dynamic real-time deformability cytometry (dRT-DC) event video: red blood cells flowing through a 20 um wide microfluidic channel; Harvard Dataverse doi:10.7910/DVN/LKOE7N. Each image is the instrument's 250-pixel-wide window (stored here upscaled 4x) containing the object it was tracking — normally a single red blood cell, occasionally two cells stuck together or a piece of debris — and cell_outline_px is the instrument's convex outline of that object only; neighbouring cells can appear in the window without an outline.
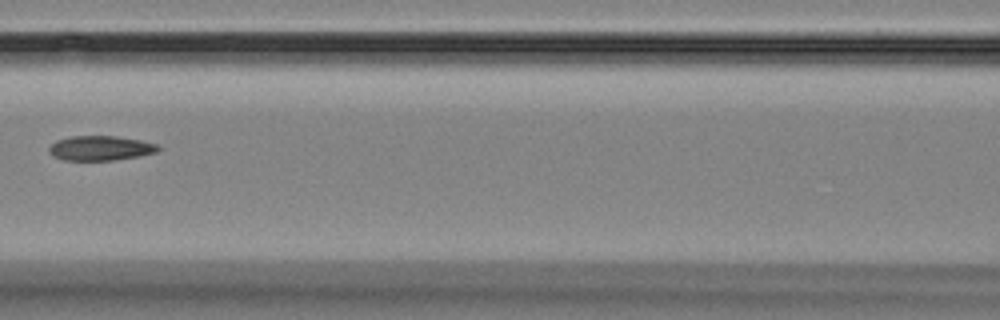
{"species": "Egyptian fruit bat (a non-hibernating species)", "species_latin": "Rousettus aegyptiacus", "temperature_condition": "room temperature", "stored_images_in_passage": 12, "camera_frame_rate_fps": 3000, "um_per_image_px": 0.085, "animal": {"sex": "female"}, "frame": {"image": 1, "passage_image": 6, "time_ms": 6.0, "image_size_px": [1000, 320], "cell_outline_px": [[160, 148], [156, 152], [140, 156], [112, 160], [64, 160], [52, 156], [48, 152], [48, 148], [56, 140], [72, 136], [116, 136], [140, 140], [156, 144]], "centroid_in_image_um": [8.5, 12.59], "position_along_channel_um": 158.1, "area_um2": 15.66}}
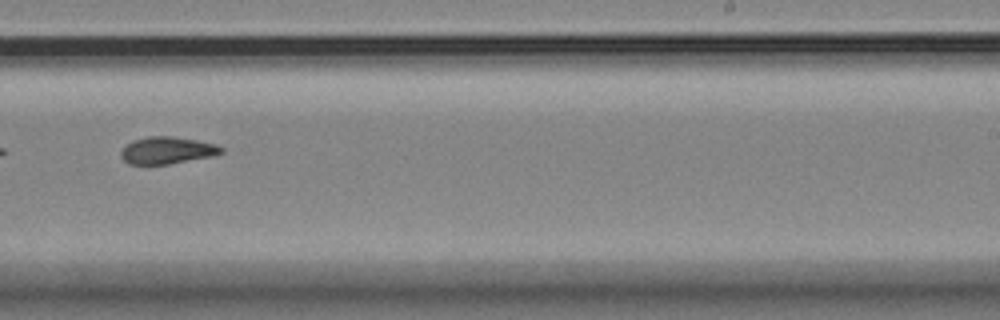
{"frame": {"image": 2, "passage_image": 9, "time_ms": 9.333, "image_size_px": [1000, 320], "cell_outline_px": [[224, 152], [212, 156], [168, 164], [128, 164], [120, 156], [120, 152], [132, 140], [148, 136], [172, 136], [196, 140], [216, 144], [224, 148]], "centroid_in_image_um": [14.21, 12.77], "position_along_channel_um": 274.8, "area_um2": 15.78}}
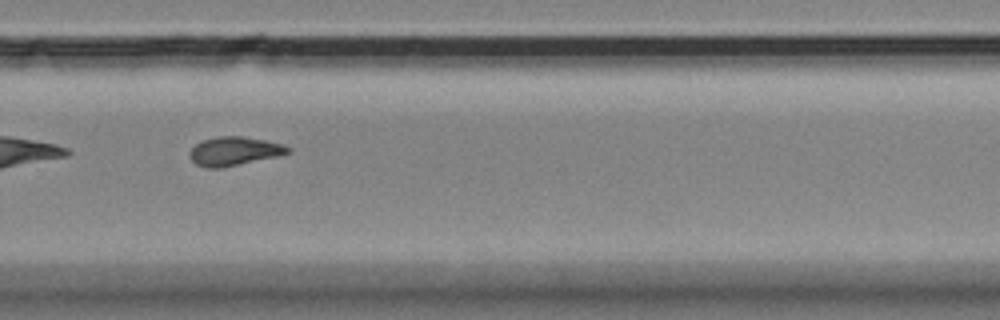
{"frame": {"image": 3, "passage_image": 10, "time_ms": 10.333, "image_size_px": [1000, 320], "cell_outline_px": [[292, 152], [276, 156], [220, 168], [208, 168], [196, 164], [192, 160], [192, 148], [200, 140], [216, 136], [240, 136], [264, 140], [284, 144], [292, 148]], "centroid_in_image_um": [19.94, 12.83], "position_along_channel_um": 309.9, "area_um2": 16.24}}